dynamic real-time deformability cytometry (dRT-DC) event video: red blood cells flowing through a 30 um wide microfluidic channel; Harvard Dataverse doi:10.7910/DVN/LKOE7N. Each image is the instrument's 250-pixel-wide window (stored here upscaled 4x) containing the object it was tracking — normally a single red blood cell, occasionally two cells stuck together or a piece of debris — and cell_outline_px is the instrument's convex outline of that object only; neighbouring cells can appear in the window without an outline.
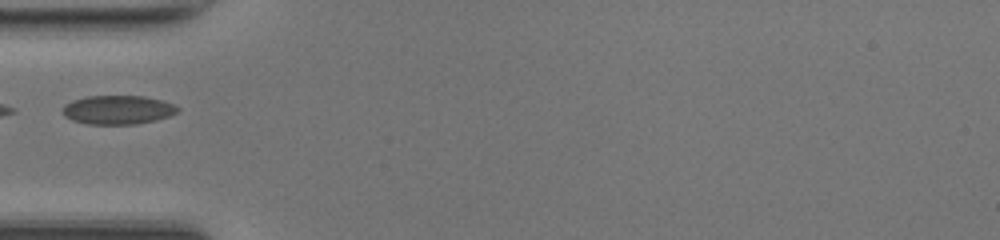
{"species": "common noctule bat (a hibernating species)", "species_latin": "Nyctalus noctula", "temperature_condition": "room temperature", "stored_images_in_passage": 31, "camera_frame_rate_fps": 3000, "um_per_image_px": 0.085, "animal": {"sex": "female", "body_mass_g": 17.0, "forearm_length_mm": 48.0}, "frame": {"image": 1, "passage_image": 1, "time_ms": 0.0, "image_size_px": [1000, 240], "cell_outline_px": [[180, 108], [176, 112], [168, 116], [156, 120], [136, 124], [88, 124], [72, 120], [64, 116], [64, 104], [72, 100], [88, 96], [144, 96], [160, 100], [172, 104]], "centroid_in_image_um": [10.0, 9.33], "position_along_channel_um": 75.0, "area_um2": 19.19}}
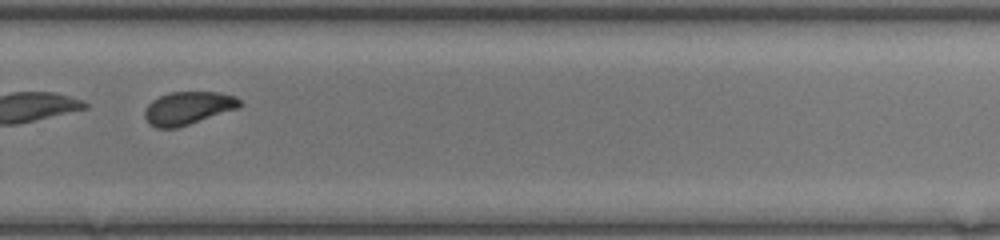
{"frame": {"image": 2, "passage_image": 18, "time_ms": 5.667, "image_size_px": [1000, 240], "cell_outline_px": [[240, 108], [176, 128], [156, 128], [148, 124], [144, 116], [144, 112], [148, 104], [152, 100], [168, 92], [220, 92], [236, 96], [240, 100]], "centroid_in_image_um": [15.97, 9.18], "position_along_channel_um": 313.8, "area_um2": 18.38}}